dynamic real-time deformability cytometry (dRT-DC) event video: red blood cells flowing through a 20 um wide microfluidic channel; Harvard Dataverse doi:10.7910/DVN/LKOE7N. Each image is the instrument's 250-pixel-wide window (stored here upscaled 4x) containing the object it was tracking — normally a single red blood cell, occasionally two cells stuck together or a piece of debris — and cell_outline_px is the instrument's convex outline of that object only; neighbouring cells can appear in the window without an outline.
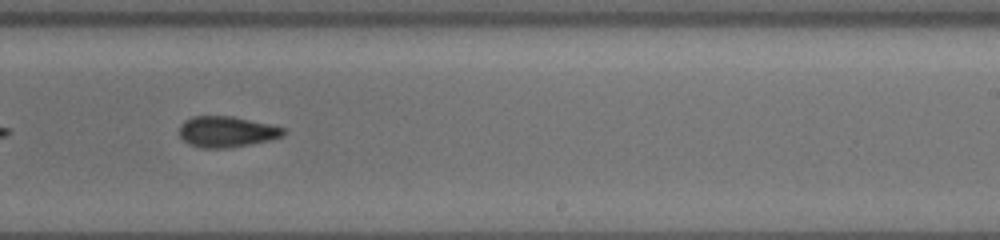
{"species": "common noctule bat (a hibernating species)", "species_latin": "Nyctalus noctula", "temperature_condition": "cold", "stored_images_in_passage": 32, "camera_frame_rate_fps": 3000, "um_per_image_px": 0.085, "animal": {"sex": "female", "body_mass_g": 19.5, "forearm_length_mm": 54.1}, "frame": {"image": 1, "passage_image": 19, "time_ms": 6.0, "image_size_px": [1000, 240], "cell_outline_px": [[288, 132], [284, 136], [252, 144], [228, 148], [200, 148], [188, 144], [180, 136], [180, 124], [184, 120], [192, 116], [232, 116], [288, 128]], "centroid_in_image_um": [19.3, 11.2], "position_along_channel_um": 269.7, "area_um2": 19.02}, "authors_computed_cell_mechanics": {"area_um2": 18.9584, "velocity_mm_per_s": 3.7845, "shape_relaxation_time_tau1_ms": 2.738, "shape_relaxation_time_tau2_ms": 4.7814, "deformation_change_tau1": 0.1232, "deformation_change_tau2": 0.1269}}